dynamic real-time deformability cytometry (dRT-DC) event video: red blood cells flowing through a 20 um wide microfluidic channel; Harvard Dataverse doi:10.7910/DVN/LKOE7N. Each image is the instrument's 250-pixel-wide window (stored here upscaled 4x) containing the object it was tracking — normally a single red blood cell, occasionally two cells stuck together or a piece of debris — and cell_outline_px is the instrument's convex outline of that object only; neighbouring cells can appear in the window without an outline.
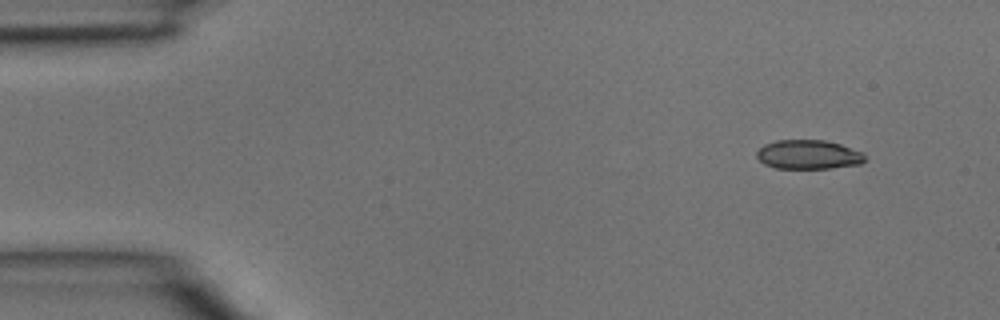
{"species": "common noctule bat (a hibernating species)", "species_latin": "Nyctalus noctula", "temperature_condition": "room temperature", "stored_images_in_passage": 3, "camera_frame_rate_fps": 3000, "um_per_image_px": 0.085, "animal": {"sex": "male", "body_mass_g": 15.6}, "frame": {"image": 1, "passage_image": 1, "time_ms": 0.0, "image_size_px": [1000, 320], "cell_outline_px": [[864, 160], [860, 164], [832, 168], [776, 168], [764, 164], [756, 156], [756, 152], [764, 144], [776, 140], [824, 140], [840, 144], [864, 152]], "centroid_in_image_um": [68.71, 13.13], "position_along_channel_um": 16.3, "area_um2": 18.38}}
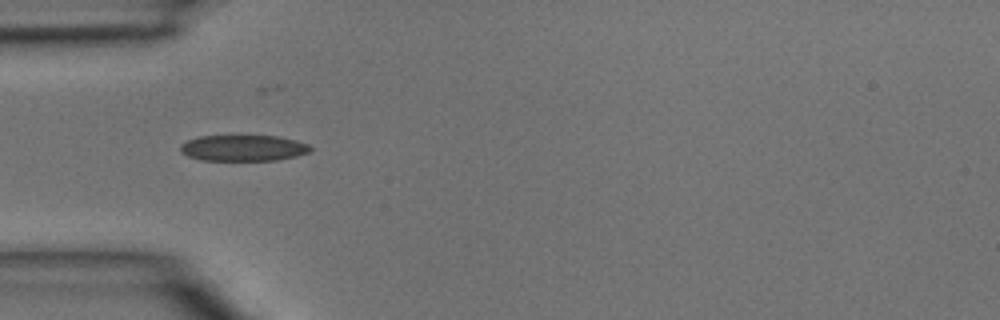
{"frame": {"image": 2, "passage_image": 3, "time_ms": 0.667, "image_size_px": [1000, 320], "cell_outline_px": [[312, 152], [296, 156], [276, 160], [200, 160], [188, 156], [180, 152], [180, 144], [188, 140], [200, 136], [276, 136], [296, 140], [308, 144], [312, 148]], "centroid_in_image_um": [20.69, 12.58], "position_along_channel_um": 64.3, "area_um2": 19.77}}